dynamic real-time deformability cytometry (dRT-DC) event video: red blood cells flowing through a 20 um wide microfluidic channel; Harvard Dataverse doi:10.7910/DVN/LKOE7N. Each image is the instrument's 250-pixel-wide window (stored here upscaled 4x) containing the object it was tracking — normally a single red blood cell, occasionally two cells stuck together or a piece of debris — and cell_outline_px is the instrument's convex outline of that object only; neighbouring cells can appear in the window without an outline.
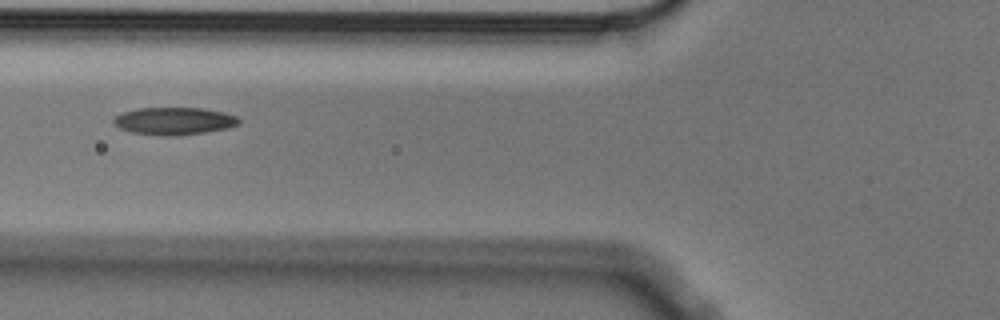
{"species": "Egyptian fruit bat (a non-hibernating species)", "species_latin": "Rousettus aegyptiacus", "temperature_condition": "cold", "stored_images_in_passage": 10, "camera_frame_rate_fps": 3000, "um_per_image_px": 0.085, "animal": {"sex": "male"}, "frame": {"image": 1, "passage_image": 7, "time_ms": 2.0, "image_size_px": [1000, 320], "cell_outline_px": [[240, 124], [228, 128], [204, 132], [176, 136], [160, 136], [132, 132], [120, 128], [112, 120], [116, 116], [124, 112], [136, 108], [200, 108], [224, 112], [236, 116], [240, 120]], "centroid_in_image_um": [14.82, 10.29], "position_along_channel_um": 111.0, "area_um2": 20.0}}
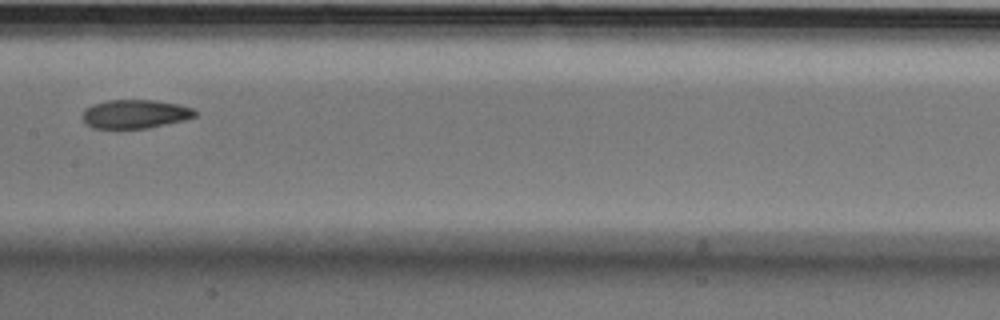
{"frame": {"image": 2, "passage_image": 9, "time_ms": 2.667, "image_size_px": [1000, 320], "cell_outline_px": [[196, 116], [184, 120], [148, 128], [92, 128], [84, 124], [80, 116], [84, 108], [92, 104], [108, 100], [156, 100], [180, 104], [196, 108]], "centroid_in_image_um": [11.45, 9.68], "position_along_channel_um": 195.9, "area_um2": 19.25}}
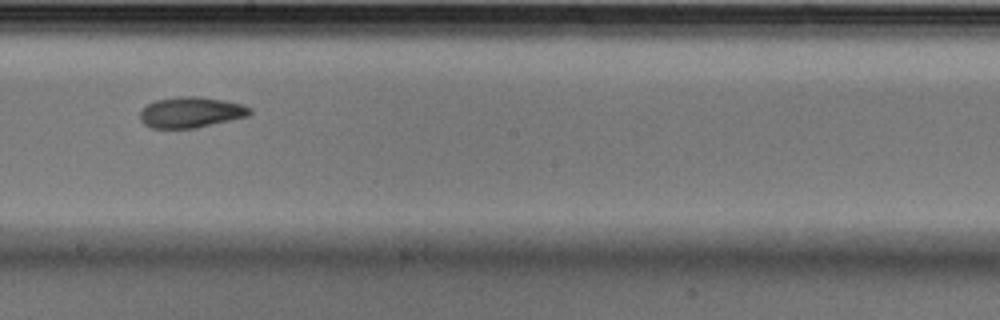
{"frame": {"image": 3, "passage_image": 10, "time_ms": 3.0, "image_size_px": [1000, 320], "cell_outline_px": [[252, 112], [248, 116], [196, 128], [152, 128], [144, 124], [140, 120], [140, 112], [148, 104], [156, 100], [180, 96], [196, 96], [224, 100], [240, 104], [252, 108]], "centroid_in_image_um": [16.23, 9.55], "position_along_channel_um": 232.0, "area_um2": 19.59}}